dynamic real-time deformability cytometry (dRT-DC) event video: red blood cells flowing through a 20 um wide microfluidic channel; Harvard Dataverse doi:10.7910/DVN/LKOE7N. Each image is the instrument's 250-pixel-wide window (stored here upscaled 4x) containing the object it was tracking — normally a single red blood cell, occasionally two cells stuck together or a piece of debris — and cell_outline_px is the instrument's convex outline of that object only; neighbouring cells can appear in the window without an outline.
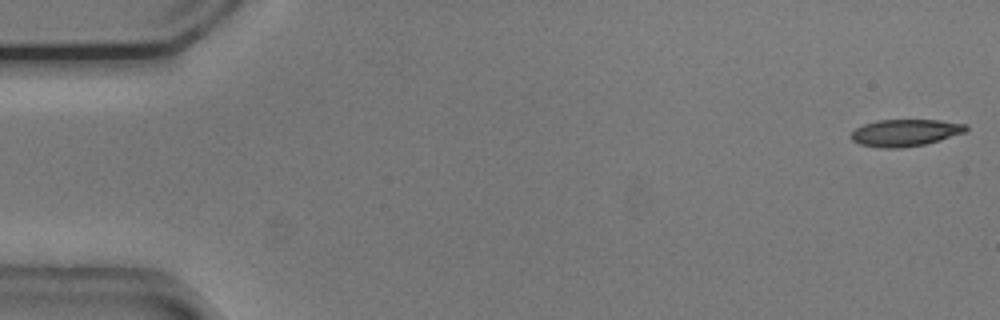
{"species": "common noctule bat (a hibernating species)", "species_latin": "Nyctalus noctula", "temperature_condition": "cold", "stored_images_in_passage": 42, "camera_frame_rate_fps": 3000, "um_per_image_px": 0.085, "animal": {"sex": "male", "body_mass_g": 20.5, "forearm_length_mm": 52.5}, "frame": {"image": 1, "passage_image": 1, "time_ms": 0.0, "image_size_px": [1000, 320], "cell_outline_px": [[968, 128], [964, 132], [940, 140], [924, 144], [900, 148], [880, 148], [860, 144], [852, 140], [852, 132], [856, 128], [864, 124], [880, 120], [940, 120], [968, 124]], "centroid_in_image_um": [76.96, 11.28], "position_along_channel_um": 8.0, "area_um2": 17.92}}
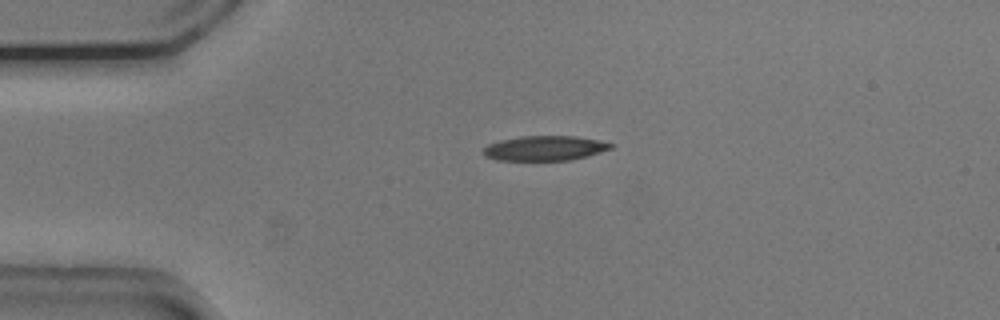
{"frame": {"image": 2, "passage_image": 12, "time_ms": 3.667, "image_size_px": [1000, 320], "cell_outline_px": [[612, 148], [588, 156], [568, 160], [496, 160], [484, 156], [484, 148], [488, 144], [500, 140], [524, 136], [572, 136], [596, 140], [612, 144]], "centroid_in_image_um": [46.27, 12.6], "position_along_channel_um": 38.7, "area_um2": 18.15}}
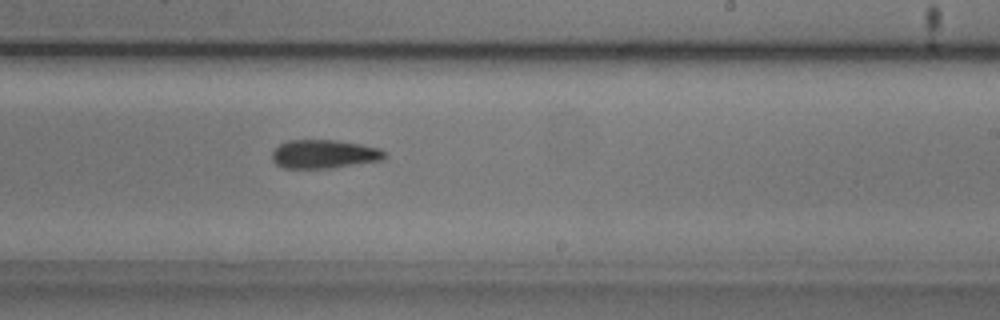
{"frame": {"image": 3, "passage_image": 32, "time_ms": 10.333, "image_size_px": [1000, 320], "cell_outline_px": [[384, 156], [380, 160], [332, 168], [284, 168], [276, 164], [272, 160], [272, 152], [280, 144], [288, 140], [336, 140], [360, 144], [380, 148], [384, 152]], "centroid_in_image_um": [27.5, 13.09], "position_along_channel_um": 261.5, "area_um2": 18.61}, "authors_computed_cell_mechanics": {"area_um2": 18.9295, "velocity_mm_per_s": 3.7662, "shape_relaxation_time_tau1_ms": null, "shape_relaxation_time_tau2_ms": 8.2672, "deformation_change_tau1": null, "deformation_change_tau2": 0.1933}}